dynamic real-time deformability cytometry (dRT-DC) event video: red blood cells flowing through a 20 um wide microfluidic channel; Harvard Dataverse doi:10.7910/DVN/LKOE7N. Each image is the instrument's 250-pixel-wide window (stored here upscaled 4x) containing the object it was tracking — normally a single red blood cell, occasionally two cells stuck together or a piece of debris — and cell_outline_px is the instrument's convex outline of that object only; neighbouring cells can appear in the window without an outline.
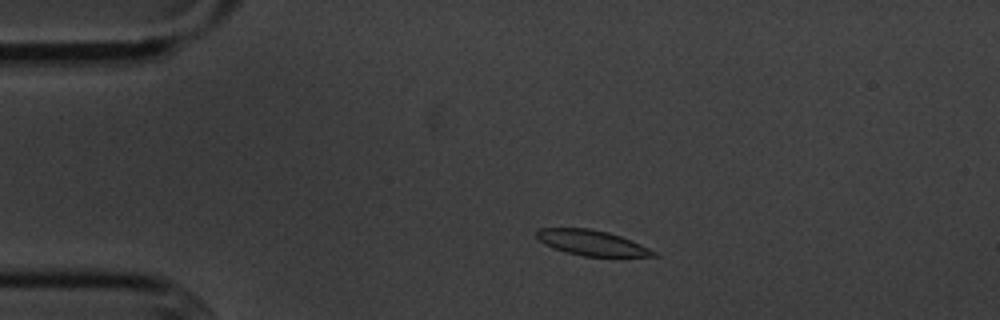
{"species": "common noctule bat (a hibernating species)", "species_latin": "Nyctalus noctula", "temperature_condition": "cold", "stored_images_in_passage": 46, "camera_frame_rate_fps": 3000, "um_per_image_px": 0.085, "animal": {"sex": "male", "body_mass_g": 20.1, "forearm_length_mm": 53.5}, "frame": {"image": 1, "passage_image": 2, "time_ms": 0.333, "image_size_px": [1000, 320], "cell_outline_px": [[660, 256], [584, 256], [552, 248], [544, 244], [536, 236], [536, 228], [588, 228], [608, 232], [632, 240], [656, 252]], "centroid_in_image_um": [50.28, 20.63], "position_along_channel_um": 34.7, "area_um2": 17.11}}
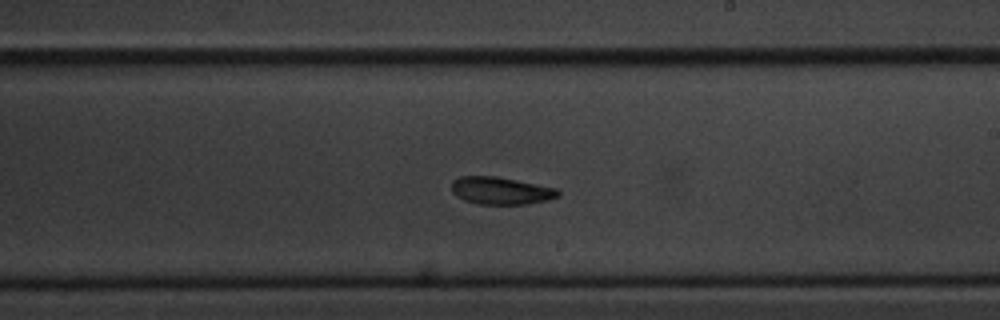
{"frame": {"image": 2, "passage_image": 23, "time_ms": 7.333, "image_size_px": [1000, 320], "cell_outline_px": [[560, 196], [548, 200], [528, 204], [480, 204], [464, 200], [456, 196], [452, 192], [452, 180], [460, 176], [496, 176], [556, 188], [560, 192]], "centroid_in_image_um": [42.57, 16.21], "position_along_channel_um": 246.4, "area_um2": 17.05}}
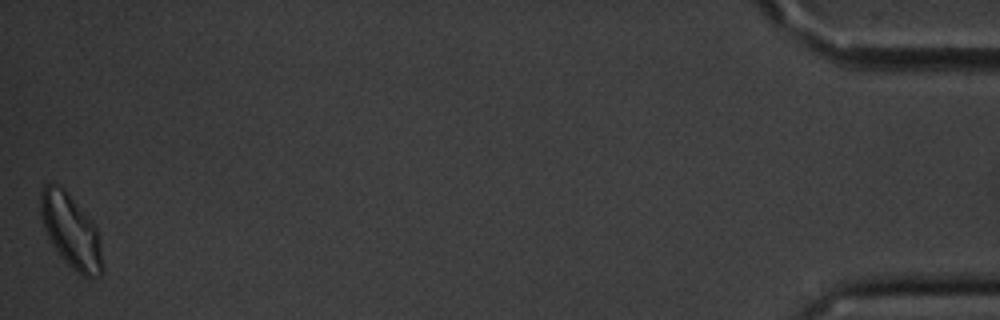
{"frame": {"image": 3, "passage_image": 46, "time_ms": 15.0, "image_size_px": [1000, 320], "cell_outline_px": [[104, 272], [100, 276], [80, 276], [60, 256], [52, 244], [48, 236], [40, 216], [40, 192], [48, 184], [60, 184], [64, 188], [92, 220], [100, 236], [104, 268]], "centroid_in_image_um": [6.06, 19.66], "position_along_channel_um": 429.1, "area_um2": 26.76}, "authors_computed_cell_mechanics": {"area_um2": 17.9469, "velocity_mm_per_s": 3.5876, "shape_relaxation_time_tau1_ms": 3.8196, "shape_relaxation_time_tau2_ms": 5.2938, "deformation_change_tau1": 0.0946, "deformation_change_tau2": 0.1099}}